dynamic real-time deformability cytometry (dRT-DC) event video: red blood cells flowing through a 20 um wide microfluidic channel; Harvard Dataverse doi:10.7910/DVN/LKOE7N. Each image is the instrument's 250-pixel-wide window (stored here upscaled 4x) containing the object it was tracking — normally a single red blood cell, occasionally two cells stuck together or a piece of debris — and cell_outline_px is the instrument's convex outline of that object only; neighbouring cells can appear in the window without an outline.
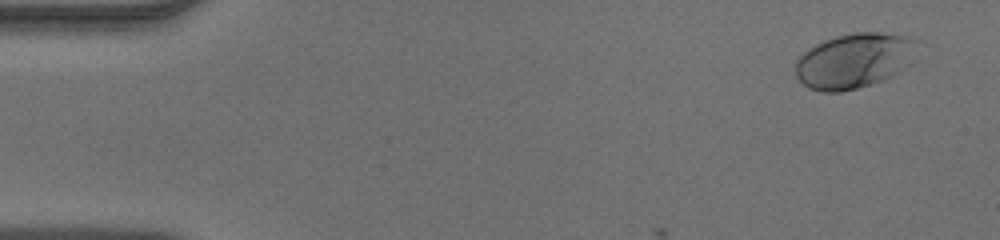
{"species": "human", "species_latin": "Homo sapiens", "temperature_condition": "warm", "stored_images_in_passage": 50, "camera_frame_rate_fps": 3000, "um_per_image_px": 0.085, "donor": {"sex": "male"}, "frame": {"image": 1, "passage_image": 3, "time_ms": 0.667, "image_size_px": [1000, 240], "cell_outline_px": [[920, 40], [912, 64], [892, 76], [856, 88], [840, 92], [824, 92], [808, 88], [796, 76], [796, 60], [808, 48], [824, 40], [836, 36], [856, 32], [880, 32], [912, 36]], "centroid_in_image_um": [72.67, 5.13], "position_along_channel_um": 12.3, "area_um2": 39.42}}
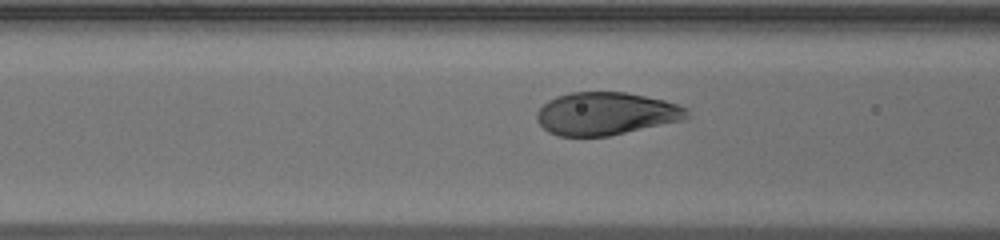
{"frame": {"image": 2, "passage_image": 20, "time_ms": 6.333, "image_size_px": [1000, 240], "cell_outline_px": [[688, 120], [608, 136], [556, 136], [548, 132], [536, 120], [536, 112], [548, 100], [556, 96], [572, 92], [624, 92], [664, 100], [680, 104], [688, 108]], "centroid_in_image_um": [51.54, 9.67], "position_along_channel_um": 115.1, "area_um2": 37.8}}
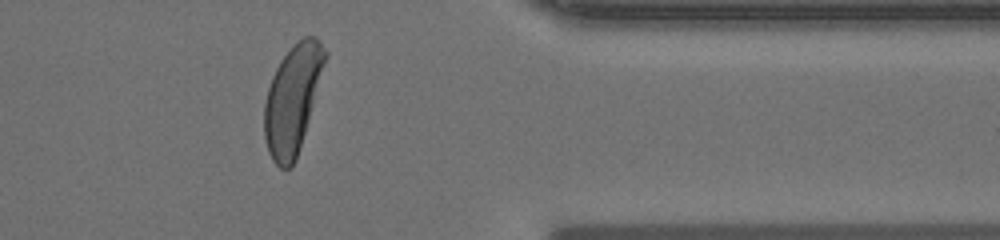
{"frame": {"image": 3, "passage_image": 41, "time_ms": 13.333, "image_size_px": [1000, 240], "cell_outline_px": [[328, 56], [296, 160], [288, 168], [280, 168], [272, 160], [268, 152], [264, 140], [264, 104], [268, 88], [272, 76], [280, 60], [292, 44], [296, 40], [304, 36], [316, 36], [320, 40], [328, 52]], "centroid_in_image_um": [24.87, 8.38], "position_along_channel_um": 386.5, "area_um2": 38.49}}